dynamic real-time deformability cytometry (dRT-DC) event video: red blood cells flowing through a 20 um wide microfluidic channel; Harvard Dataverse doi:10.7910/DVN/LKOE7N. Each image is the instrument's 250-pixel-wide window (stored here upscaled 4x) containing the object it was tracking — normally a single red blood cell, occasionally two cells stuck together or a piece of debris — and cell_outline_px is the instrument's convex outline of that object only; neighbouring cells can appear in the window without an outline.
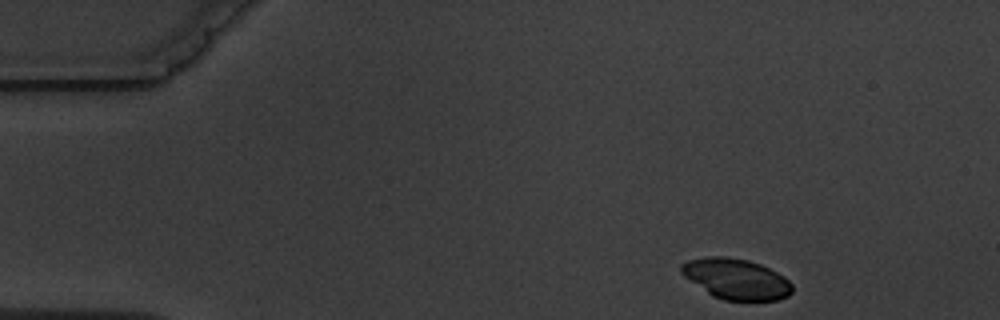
{"species": "common noctule bat (a hibernating species)", "species_latin": "Nyctalus noctula", "temperature_condition": "warm", "stored_images_in_passage": 7, "camera_frame_rate_fps": 3000, "um_per_image_px": 0.085, "animal": {"sex": "male", "body_mass_g": 19.5, "forearm_length_mm": 54.6}, "frame": {"image": 1, "passage_image": 1, "time_ms": 0.0, "image_size_px": [1000, 320], "cell_outline_px": [[792, 292], [788, 296], [776, 300], [724, 300], [712, 296], [684, 276], [680, 272], [680, 264], [688, 260], [704, 256], [728, 256], [748, 260], [760, 264], [784, 276], [792, 284]], "centroid_in_image_um": [62.55, 23.69], "position_along_channel_um": 22.5, "area_um2": 26.3}}